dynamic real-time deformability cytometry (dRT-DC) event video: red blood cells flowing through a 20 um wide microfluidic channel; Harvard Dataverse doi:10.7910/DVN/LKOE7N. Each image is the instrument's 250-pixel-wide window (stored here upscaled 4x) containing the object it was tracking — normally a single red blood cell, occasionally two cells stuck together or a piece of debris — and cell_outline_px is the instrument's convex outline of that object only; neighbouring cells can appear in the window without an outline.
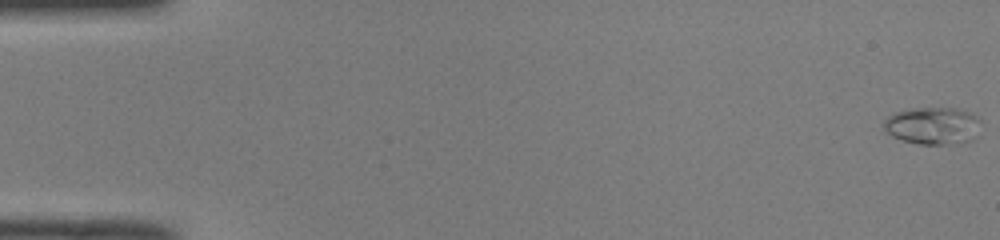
{"species": "common noctule bat (a hibernating species)", "species_latin": "Nyctalus noctula", "temperature_condition": "room temperature", "stored_images_in_passage": 52, "camera_frame_rate_fps": 3000, "um_per_image_px": 0.085, "animal": {"sex": "male", "body_mass_g": 19.0, "forearm_length_mm": 50.8}, "frame": {"image": 1, "passage_image": 1, "time_ms": 0.0, "image_size_px": [1000, 240], "cell_outline_px": [[980, 136], [972, 140], [944, 144], [920, 144], [904, 140], [892, 136], [884, 132], [884, 120], [888, 116], [896, 112], [912, 108], [956, 108], [972, 112], [980, 120]], "centroid_in_image_um": [79.33, 10.68], "position_along_channel_um": 5.7, "area_um2": 21.33}}
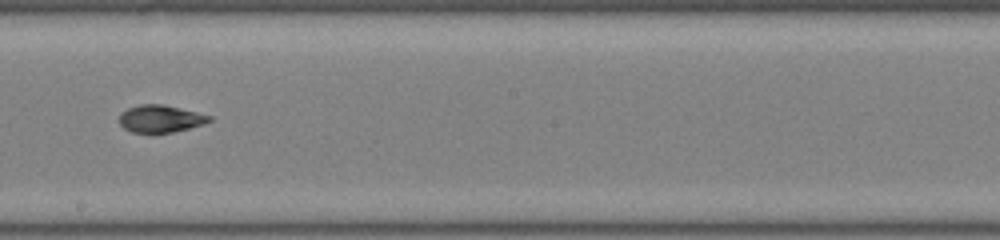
{"frame": {"image": 2, "passage_image": 30, "time_ms": 9.667, "image_size_px": [1000, 240], "cell_outline_px": [[212, 120], [204, 124], [172, 132], [132, 132], [124, 128], [120, 124], [120, 112], [128, 108], [140, 104], [164, 104], [212, 116]], "centroid_in_image_um": [13.64, 10.08], "position_along_channel_um": 234.6, "area_um2": 14.22}}
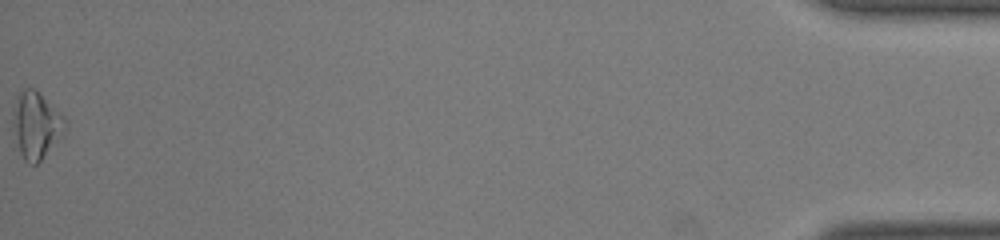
{"frame": {"image": 3, "passage_image": 52, "time_ms": 17.0, "image_size_px": [1000, 240], "cell_outline_px": [[68, 124], [64, 132], [40, 160], [36, 164], [28, 164], [24, 160], [20, 152], [12, 124], [12, 108], [16, 96], [24, 88], [32, 88], [60, 112], [68, 120]], "centroid_in_image_um": [3.05, 10.62], "position_along_channel_um": 432.1, "area_um2": 20.06}, "authors_computed_cell_mechanics": {"area_um2": 15.0858, "velocity_mm_per_s": 4.0248, "shape_relaxation_time_tau1_ms": 3.8396, "shape_relaxation_time_tau2_ms": 3.2658, "deformation_change_tau1": 0.1322, "deformation_change_tau2": 0.0704}}